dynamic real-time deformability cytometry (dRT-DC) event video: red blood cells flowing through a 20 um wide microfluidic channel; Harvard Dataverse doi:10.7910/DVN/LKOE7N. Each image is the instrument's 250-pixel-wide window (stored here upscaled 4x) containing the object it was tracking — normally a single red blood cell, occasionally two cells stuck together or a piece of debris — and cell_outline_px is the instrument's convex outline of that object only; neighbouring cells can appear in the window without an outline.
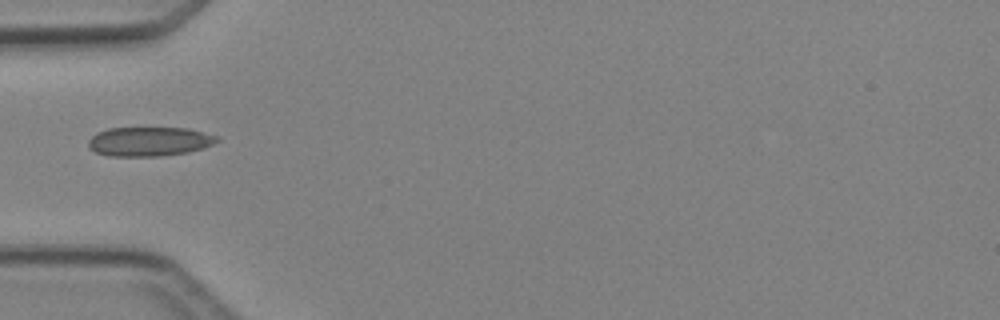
{"species": "Egyptian fruit bat (a non-hibernating species)", "species_latin": "Rousettus aegyptiacus", "temperature_condition": "cold", "stored_images_in_passage": 5, "camera_frame_rate_fps": 3000, "um_per_image_px": 0.085, "animal": {"sex": "female"}, "frame": {"image": 1, "passage_image": 5, "time_ms": 4.667, "image_size_px": [1000, 320], "cell_outline_px": [[220, 140], [204, 148], [188, 152], [160, 156], [108, 156], [96, 152], [88, 148], [88, 140], [96, 132], [108, 128], [188, 128], [220, 136]], "centroid_in_image_um": [12.69, 12.02], "position_along_channel_um": 72.3, "area_um2": 22.14}}